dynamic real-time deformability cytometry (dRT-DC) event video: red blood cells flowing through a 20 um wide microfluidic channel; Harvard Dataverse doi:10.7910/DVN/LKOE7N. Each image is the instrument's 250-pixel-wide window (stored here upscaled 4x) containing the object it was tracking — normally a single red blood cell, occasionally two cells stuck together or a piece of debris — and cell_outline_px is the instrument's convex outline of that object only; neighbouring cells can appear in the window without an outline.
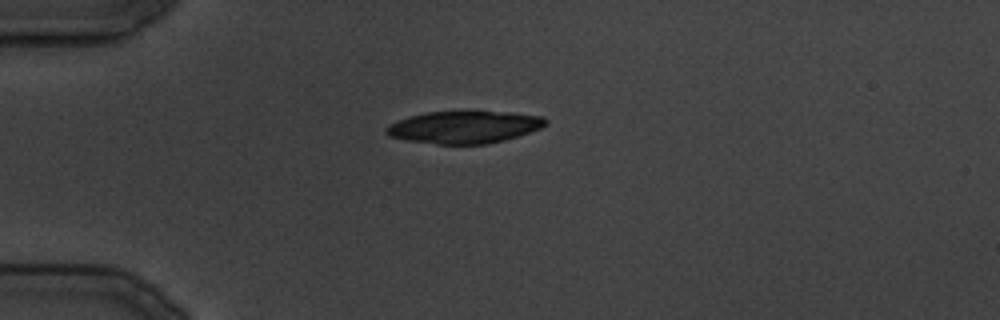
{"species": "common noctule bat (a hibernating species)", "species_latin": "Nyctalus noctula", "temperature_condition": "cold", "stored_images_in_passage": 7, "camera_frame_rate_fps": 3000, "um_per_image_px": 0.085, "animal": {"sex": "male", "body_mass_g": 19.5, "forearm_length_mm": 54.6}, "frame": {"image": 1, "passage_image": 1, "time_ms": 0.0, "image_size_px": [1000, 320], "cell_outline_px": [[548, 124], [540, 128], [504, 140], [488, 144], [436, 144], [408, 140], [388, 136], [384, 132], [384, 128], [388, 124], [412, 116], [428, 112], [472, 108], [544, 116], [548, 120]], "centroid_in_image_um": [39.48, 10.76], "position_along_channel_um": 45.5, "area_um2": 30.92}}